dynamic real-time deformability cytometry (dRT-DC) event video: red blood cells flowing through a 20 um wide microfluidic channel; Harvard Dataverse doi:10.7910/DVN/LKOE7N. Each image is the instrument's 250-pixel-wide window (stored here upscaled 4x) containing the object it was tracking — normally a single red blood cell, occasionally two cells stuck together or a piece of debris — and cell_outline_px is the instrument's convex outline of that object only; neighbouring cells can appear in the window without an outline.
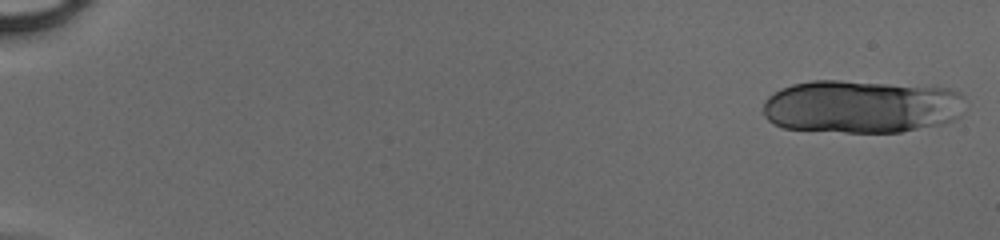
{"species": "human", "species_latin": "Homo sapiens", "temperature_condition": "cold", "stored_images_in_passage": 49, "camera_frame_rate_fps": 3000, "um_per_image_px": 0.085, "donor": {"sex": "male"}, "frame": {"image": 1, "passage_image": 1, "time_ms": 0.0, "image_size_px": [1000, 240], "cell_outline_px": [[964, 96], [960, 116], [952, 120], [940, 124], [900, 132], [844, 132], [784, 128], [772, 124], [764, 116], [764, 100], [768, 96], [780, 88], [792, 84], [812, 80], [840, 80], [948, 88], [960, 92]], "centroid_in_image_um": [73.18, 9.05], "position_along_channel_um": 11.8, "area_um2": 62.71}}
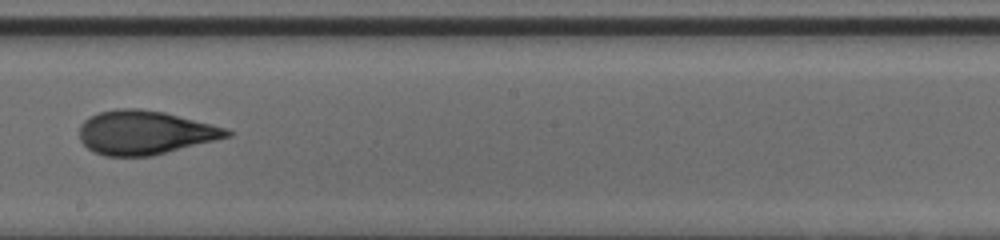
{"frame": {"image": 2, "passage_image": 30, "time_ms": 9.667, "image_size_px": [1000, 240], "cell_outline_px": [[232, 136], [152, 156], [104, 156], [88, 148], [80, 140], [80, 124], [84, 120], [100, 112], [116, 108], [136, 108], [164, 112], [228, 128], [232, 132]], "centroid_in_image_um": [12.33, 11.27], "position_along_channel_um": 235.9, "area_um2": 37.63}}
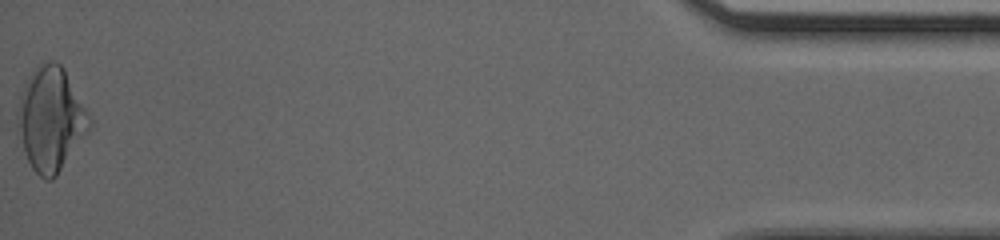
{"frame": {"image": 3, "passage_image": 49, "time_ms": 16.0, "image_size_px": [1000, 240], "cell_outline_px": [[92, 124], [56, 176], [52, 180], [44, 180], [32, 168], [24, 152], [16, 120], [16, 112], [20, 96], [24, 84], [32, 72], [40, 64], [52, 60], [60, 64], [64, 68], [88, 112], [92, 120]], "centroid_in_image_um": [4.3, 10.12], "position_along_channel_um": 430.9, "area_um2": 42.89}}